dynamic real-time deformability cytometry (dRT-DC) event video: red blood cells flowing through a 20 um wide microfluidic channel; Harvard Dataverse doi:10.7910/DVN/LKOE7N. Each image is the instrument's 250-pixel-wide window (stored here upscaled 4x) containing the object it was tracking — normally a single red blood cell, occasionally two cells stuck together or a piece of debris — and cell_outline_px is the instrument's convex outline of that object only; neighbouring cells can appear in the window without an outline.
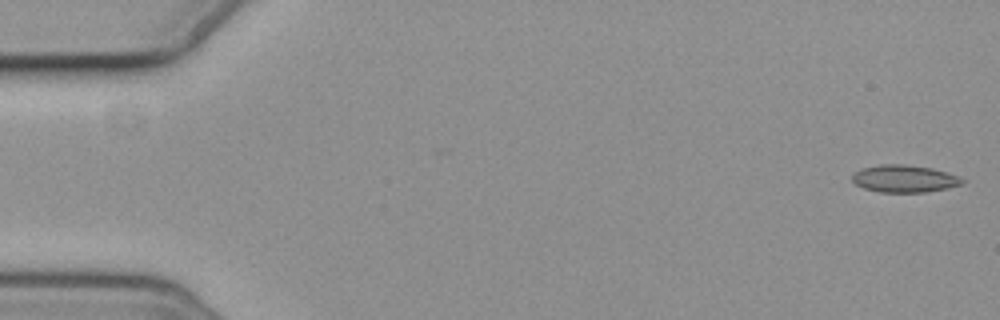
{"species": "common noctule bat (a hibernating species)", "species_latin": "Nyctalus noctula", "temperature_condition": "cold", "stored_images_in_passage": 15, "camera_frame_rate_fps": 3000, "um_per_image_px": 0.085, "animal": {"sex": "female", "body_mass_g": 19.3, "forearm_length_mm": 54.1}, "frame": {"image": 1, "passage_image": 1, "time_ms": 0.0, "image_size_px": [1000, 320], "cell_outline_px": [[968, 180], [964, 184], [948, 188], [924, 192], [880, 192], [864, 188], [856, 184], [852, 180], [852, 176], [860, 168], [880, 164], [904, 164], [932, 168], [960, 176]], "centroid_in_image_um": [76.92, 15.18], "position_along_channel_um": 8.1, "area_um2": 17.69}}
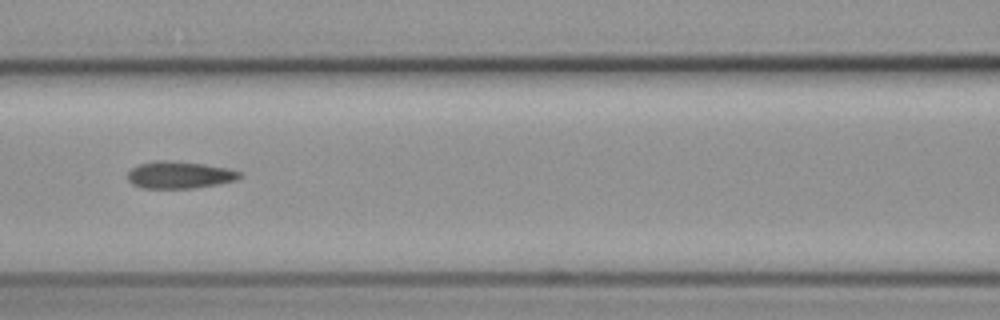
{"frame": {"image": 2, "passage_image": 7, "time_ms": 8.0, "image_size_px": [1000, 320], "cell_outline_px": [[244, 176], [236, 180], [216, 184], [192, 188], [140, 188], [132, 184], [128, 180], [128, 172], [132, 168], [140, 164], [156, 160], [164, 160], [204, 164], [228, 168], [244, 172]], "centroid_in_image_um": [15.29, 14.87], "position_along_channel_um": 151.3, "area_um2": 17.74}}
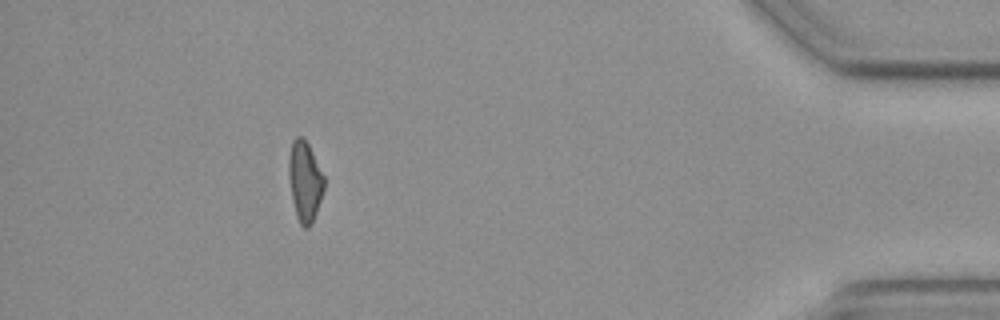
{"frame": {"image": 3, "passage_image": 14, "time_ms": 16.667, "image_size_px": [1000, 320], "cell_outline_px": [[324, 188], [312, 224], [308, 228], [304, 228], [300, 224], [296, 216], [292, 200], [288, 172], [288, 160], [292, 140], [296, 136], [304, 136], [324, 176]], "centroid_in_image_um": [25.89, 15.4], "position_along_channel_um": 409.3, "area_um2": 16.53}, "authors_computed_cell_mechanics": {"area_um2": 17.3978, "velocity_mm_per_s": 3.6784, "shape_relaxation_time_tau1_ms": null, "shape_relaxation_time_tau2_ms": 2.9421, "deformation_change_tau1": null, "deformation_change_tau2": 0.0774}}